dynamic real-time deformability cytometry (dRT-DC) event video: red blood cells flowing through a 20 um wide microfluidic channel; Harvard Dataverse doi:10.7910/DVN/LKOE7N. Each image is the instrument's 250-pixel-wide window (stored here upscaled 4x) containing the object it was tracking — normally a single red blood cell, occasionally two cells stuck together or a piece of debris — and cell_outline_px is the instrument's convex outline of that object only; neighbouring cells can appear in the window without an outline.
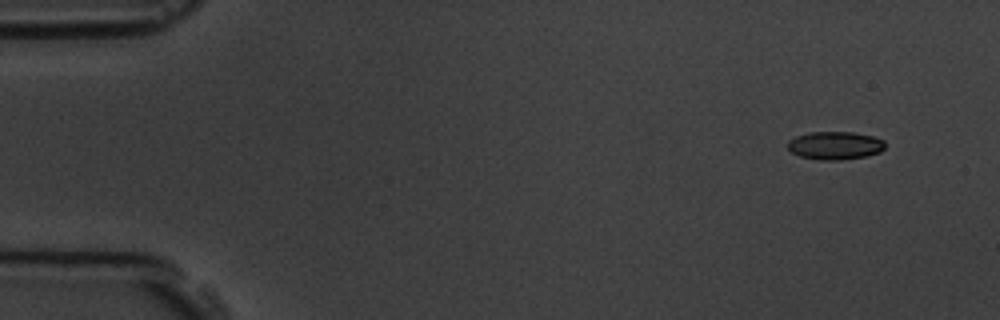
{"species": "common noctule bat (a hibernating species)", "species_latin": "Nyctalus noctula", "temperature_condition": "room temperature", "stored_images_in_passage": 9, "camera_frame_rate_fps": 3000, "um_per_image_px": 0.085, "animal": {"sex": "male", "body_mass_g": 19.5, "forearm_length_mm": 54.6}, "frame": {"image": 1, "passage_image": 1, "time_ms": 0.0, "image_size_px": [1000, 320], "cell_outline_px": [[884, 148], [880, 152], [868, 156], [840, 160], [820, 160], [800, 156], [792, 152], [788, 148], [788, 140], [796, 136], [808, 132], [852, 132], [872, 136], [884, 140]], "centroid_in_image_um": [70.98, 12.37], "position_along_channel_um": 14.0, "area_um2": 15.95}}
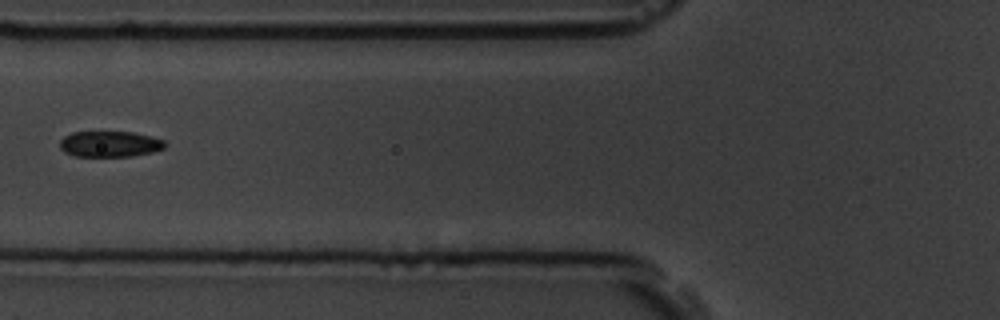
{"frame": {"image": 2, "passage_image": 6, "time_ms": 6.0, "image_size_px": [1000, 320], "cell_outline_px": [[164, 148], [152, 152], [132, 156], [76, 156], [64, 152], [60, 148], [60, 140], [64, 136], [72, 132], [132, 132], [152, 136], [164, 140]], "centroid_in_image_um": [9.32, 12.24], "position_along_channel_um": 116.5, "area_um2": 15.78}}
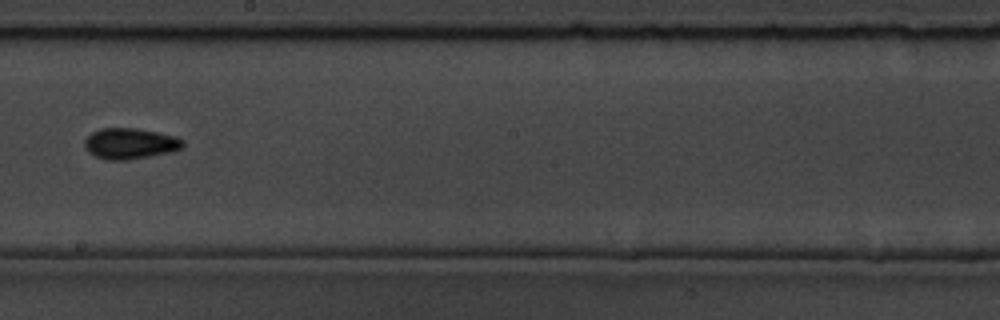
{"frame": {"image": 3, "passage_image": 9, "time_ms": 9.333, "image_size_px": [1000, 320], "cell_outline_px": [[184, 144], [180, 148], [168, 152], [152, 156], [128, 160], [108, 160], [96, 156], [88, 152], [84, 148], [84, 140], [92, 132], [100, 128], [136, 128], [176, 136], [184, 140]], "centroid_in_image_um": [11.03, 12.2], "position_along_channel_um": 237.2, "area_um2": 17.69}}